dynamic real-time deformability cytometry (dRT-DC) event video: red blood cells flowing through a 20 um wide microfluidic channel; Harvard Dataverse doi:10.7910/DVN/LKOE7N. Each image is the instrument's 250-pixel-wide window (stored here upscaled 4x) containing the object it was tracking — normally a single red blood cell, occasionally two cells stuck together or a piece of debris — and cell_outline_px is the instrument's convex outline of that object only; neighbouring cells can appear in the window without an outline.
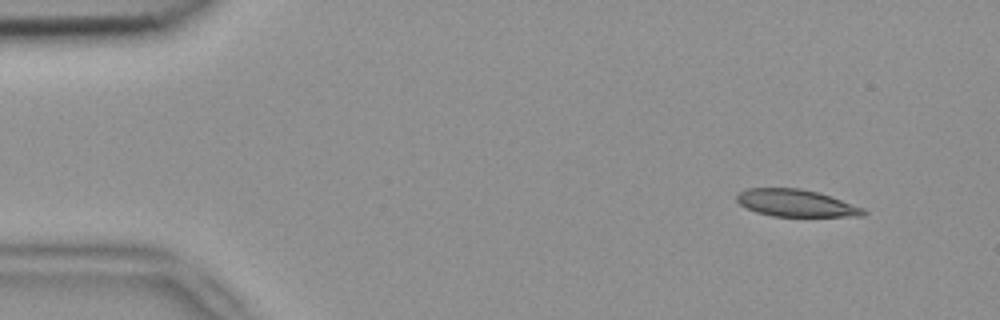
{"species": "common noctule bat (a hibernating species)", "species_latin": "Nyctalus noctula", "temperature_condition": "room temperature", "stored_images_in_passage": 5, "camera_frame_rate_fps": 3000, "um_per_image_px": 0.085, "animal": {"sex": "female", "body_mass_g": 18.4}, "frame": {"image": 1, "passage_image": 1, "time_ms": 0.0, "image_size_px": [1000, 320], "cell_outline_px": [[868, 212], [864, 216], [772, 216], [756, 212], [740, 204], [736, 200], [736, 196], [740, 192], [748, 188], [800, 188], [816, 192], [864, 208]], "centroid_in_image_um": [67.64, 17.27], "position_along_channel_um": 17.4, "area_um2": 19.77}}
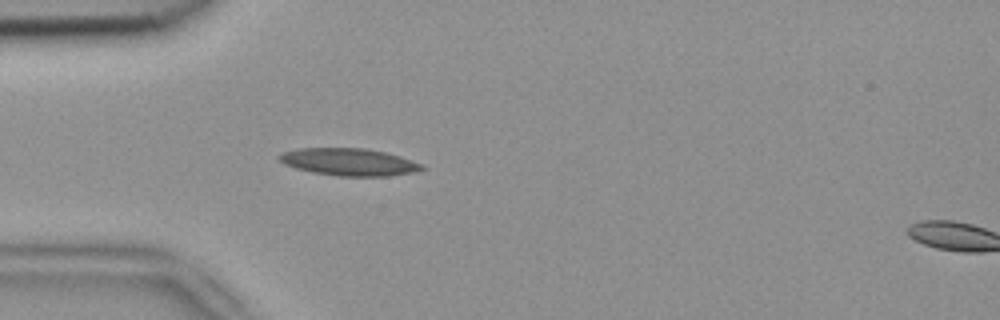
{"frame": {"image": 2, "passage_image": 4, "time_ms": 1.0, "image_size_px": [1000, 320], "cell_outline_px": [[428, 168], [416, 172], [388, 176], [336, 176], [312, 172], [296, 168], [284, 164], [276, 156], [284, 152], [296, 148], [364, 148], [384, 152], [400, 156], [424, 164]], "centroid_in_image_um": [29.7, 13.77], "position_along_channel_um": 55.3, "area_um2": 22.89}}